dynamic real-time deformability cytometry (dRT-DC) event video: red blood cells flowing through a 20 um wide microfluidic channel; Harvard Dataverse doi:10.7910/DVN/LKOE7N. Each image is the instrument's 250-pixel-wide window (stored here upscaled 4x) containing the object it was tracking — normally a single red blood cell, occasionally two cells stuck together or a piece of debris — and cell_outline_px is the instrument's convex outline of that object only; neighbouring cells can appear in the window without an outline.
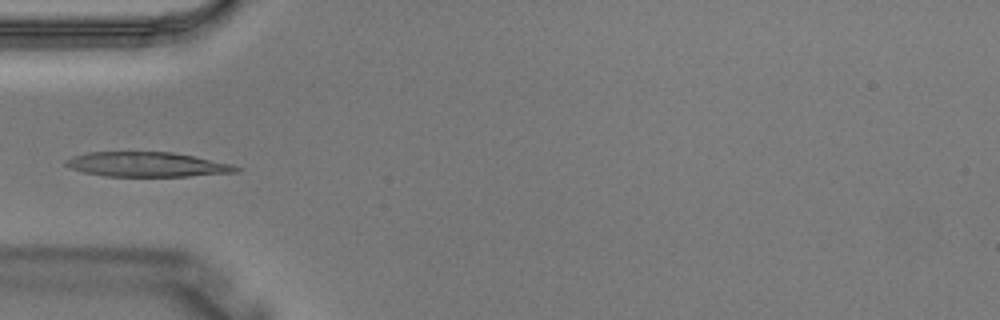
{"species": "Egyptian fruit bat (a non-hibernating species)", "species_latin": "Rousettus aegyptiacus", "temperature_condition": "warm", "stored_images_in_passage": 3, "camera_frame_rate_fps": 3000, "um_per_image_px": 0.085, "animal": {"sex": "male"}, "frame": {"image": 1, "passage_image": 3, "time_ms": 0.667, "image_size_px": [1000, 320], "cell_outline_px": [[240, 172], [188, 176], [104, 176], [84, 172], [72, 168], [64, 164], [64, 160], [72, 156], [88, 152], [172, 152], [232, 164], [240, 168]], "centroid_in_image_um": [12.48, 13.98], "position_along_channel_um": 72.5, "area_um2": 24.39}}